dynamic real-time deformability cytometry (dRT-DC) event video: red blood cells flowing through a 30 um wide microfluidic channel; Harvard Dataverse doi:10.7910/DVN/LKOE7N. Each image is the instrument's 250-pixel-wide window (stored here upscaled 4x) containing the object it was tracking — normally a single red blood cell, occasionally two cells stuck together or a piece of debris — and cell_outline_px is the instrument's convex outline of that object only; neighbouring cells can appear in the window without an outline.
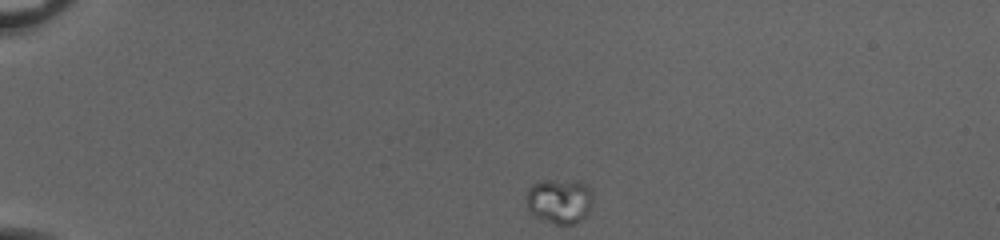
{"species": "common noctule bat (a hibernating species)", "species_latin": "Nyctalus noctula", "temperature_condition": "cold", "stored_images_in_passage": 42, "camera_frame_rate_fps": 3000, "um_per_image_px": 0.085, "animal": {"sex": "female", "body_mass_g": 20.0, "forearm_length_mm": 54.0}, "frame": {"image": 1, "passage_image": 1, "time_ms": 0.0, "image_size_px": [1000, 240], "cell_outline_px": [[592, 200], [584, 216], [580, 220], [572, 224], [556, 224], [536, 216], [528, 212], [528, 188], [532, 184], [540, 180], [580, 180], [588, 184], [592, 192]], "centroid_in_image_um": [47.56, 17.04], "position_along_channel_um": 37.4, "area_um2": 17.34}}
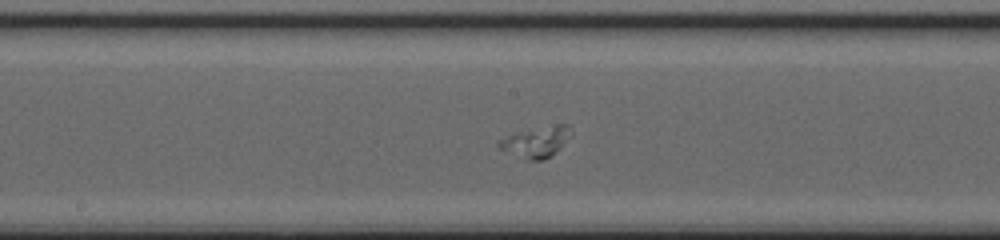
{"frame": {"image": 2, "passage_image": 19, "time_ms": 6.0, "image_size_px": [1000, 240], "cell_outline_px": [[572, 136], [544, 160], [528, 160], [500, 148], [496, 144], [496, 140], [508, 136], [556, 124], [568, 124], [572, 132]], "centroid_in_image_um": [45.6, 12.06], "position_along_channel_um": 202.6, "area_um2": 12.31}}
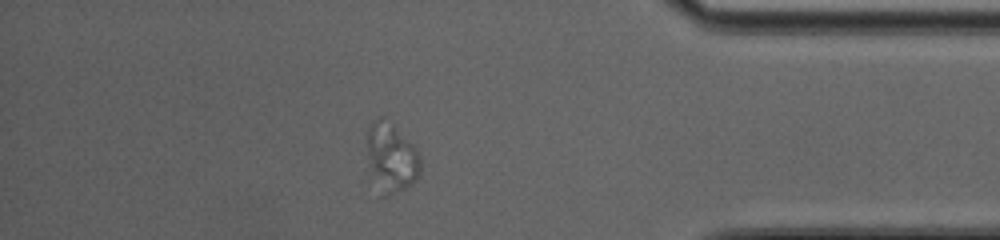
{"frame": {"image": 3, "passage_image": 36, "time_ms": 11.667, "image_size_px": [1000, 240], "cell_outline_px": [[420, 176], [416, 180], [404, 188], [388, 196], [380, 196], [372, 172], [368, 156], [368, 128], [372, 120], [380, 116], [384, 116], [412, 144], [420, 156]], "centroid_in_image_um": [33.26, 13.39], "position_along_channel_um": 401.9, "area_um2": 21.27}}